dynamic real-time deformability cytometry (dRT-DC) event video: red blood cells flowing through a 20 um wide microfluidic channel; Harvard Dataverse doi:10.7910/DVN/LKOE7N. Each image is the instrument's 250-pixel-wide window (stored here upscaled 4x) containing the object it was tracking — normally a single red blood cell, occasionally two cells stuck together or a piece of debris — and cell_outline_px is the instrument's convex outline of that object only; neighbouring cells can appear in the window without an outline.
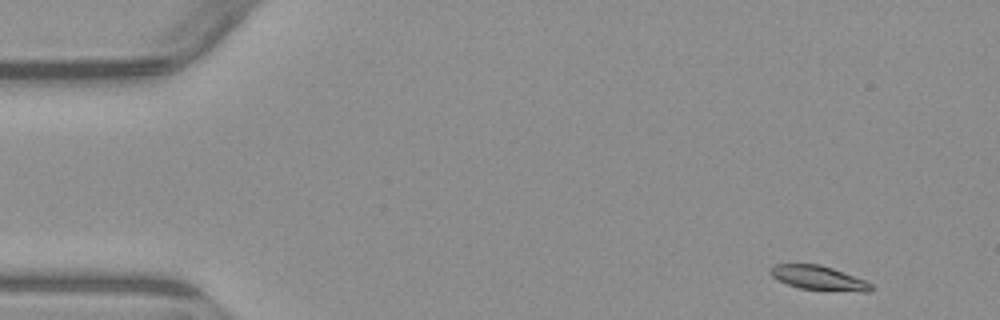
{"species": "common noctule bat (a hibernating species)", "species_latin": "Nyctalus noctula", "temperature_condition": "warm", "stored_images_in_passage": 4, "camera_frame_rate_fps": 3000, "um_per_image_px": 0.085, "animal": {"sex": "male", "body_mass_g": 23.1, "forearm_length_mm": 52.7}, "frame": {"image": 1, "passage_image": 1, "time_ms": 0.0, "image_size_px": [1000, 320], "cell_outline_px": [[872, 288], [868, 292], [860, 292], [800, 288], [788, 284], [772, 276], [768, 272], [776, 264], [820, 264], [832, 268], [864, 280], [872, 284]], "centroid_in_image_um": [69.59, 23.62], "position_along_channel_um": 15.4, "area_um2": 13.93}}
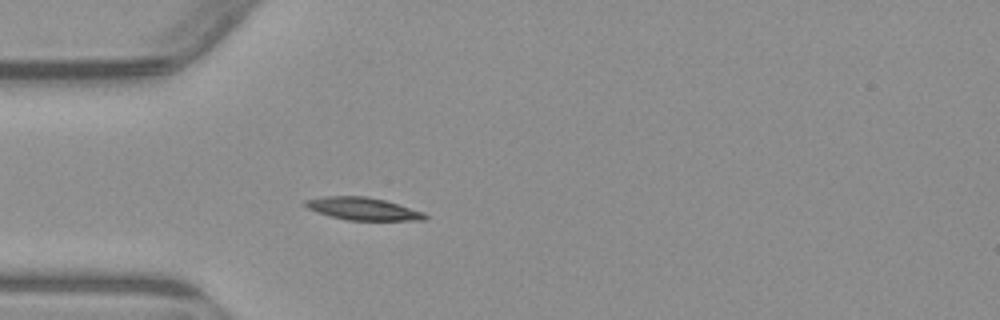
{"frame": {"image": 2, "passage_image": 4, "time_ms": 3.667, "image_size_px": [1000, 320], "cell_outline_px": [[428, 216], [424, 220], [348, 220], [316, 212], [300, 204], [304, 200], [324, 196], [364, 196], [384, 200], [424, 212]], "centroid_in_image_um": [30.79, 17.74], "position_along_channel_um": 54.2, "area_um2": 15.66}}